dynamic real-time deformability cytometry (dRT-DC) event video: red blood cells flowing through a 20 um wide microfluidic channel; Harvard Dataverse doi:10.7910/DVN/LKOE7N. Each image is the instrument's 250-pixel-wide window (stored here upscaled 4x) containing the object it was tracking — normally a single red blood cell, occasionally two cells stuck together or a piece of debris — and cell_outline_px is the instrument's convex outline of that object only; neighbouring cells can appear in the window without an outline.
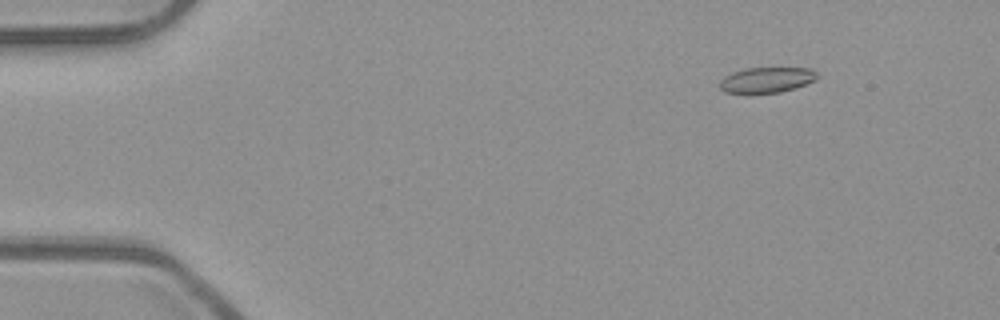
{"species": "common noctule bat (a hibernating species)", "species_latin": "Nyctalus noctula", "temperature_condition": "room temperature", "stored_images_in_passage": 50, "camera_frame_rate_fps": 3000, "um_per_image_px": 0.085, "animal": {"sex": "male", "body_mass_g": 23.1, "forearm_length_mm": 52.7}, "frame": {"image": 1, "passage_image": 4, "time_ms": 1.0, "image_size_px": [1000, 320], "cell_outline_px": [[820, 76], [816, 80], [780, 92], [748, 96], [724, 92], [720, 88], [720, 80], [724, 76], [732, 72], [744, 68], [812, 68]], "centroid_in_image_um": [65.1, 6.83], "position_along_channel_um": 19.9, "area_um2": 15.09}}
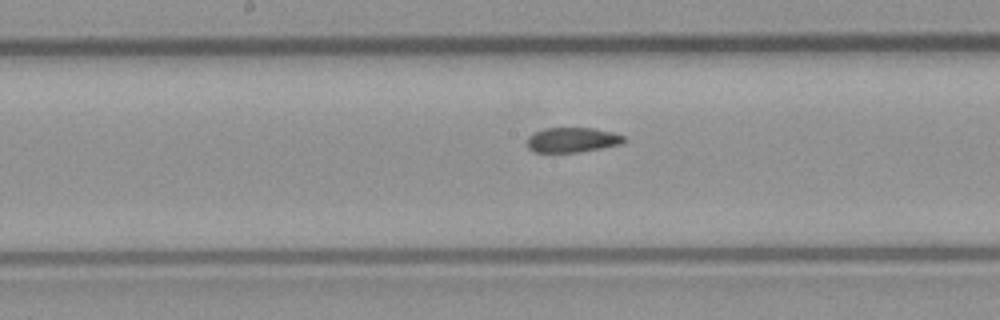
{"frame": {"image": 2, "passage_image": 25, "time_ms": 8.0, "image_size_px": [1000, 320], "cell_outline_px": [[628, 140], [620, 144], [600, 148], [576, 152], [536, 152], [528, 148], [528, 136], [532, 132], [544, 128], [592, 128], [612, 132], [624, 136]], "centroid_in_image_um": [48.63, 11.88], "position_along_channel_um": 199.6, "area_um2": 13.99}}
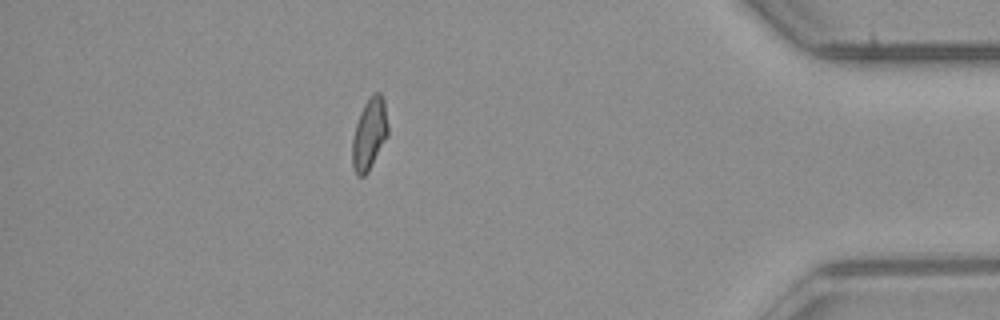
{"frame": {"image": 3, "passage_image": 44, "time_ms": 14.333, "image_size_px": [1000, 320], "cell_outline_px": [[388, 136], [368, 172], [364, 176], [356, 176], [352, 168], [352, 140], [356, 124], [360, 112], [368, 96], [376, 92], [380, 92], [384, 100], [388, 124]], "centroid_in_image_um": [31.39, 11.39], "position_along_channel_um": 403.8, "area_um2": 15.09}, "authors_computed_cell_mechanics": {"area_um2": 14.9991, "velocity_mm_per_s": 3.9472, "shape_relaxation_time_tau1_ms": null, "shape_relaxation_time_tau2_ms": 3.6784, "deformation_change_tau1": null, "deformation_change_tau2": 0.0733}}